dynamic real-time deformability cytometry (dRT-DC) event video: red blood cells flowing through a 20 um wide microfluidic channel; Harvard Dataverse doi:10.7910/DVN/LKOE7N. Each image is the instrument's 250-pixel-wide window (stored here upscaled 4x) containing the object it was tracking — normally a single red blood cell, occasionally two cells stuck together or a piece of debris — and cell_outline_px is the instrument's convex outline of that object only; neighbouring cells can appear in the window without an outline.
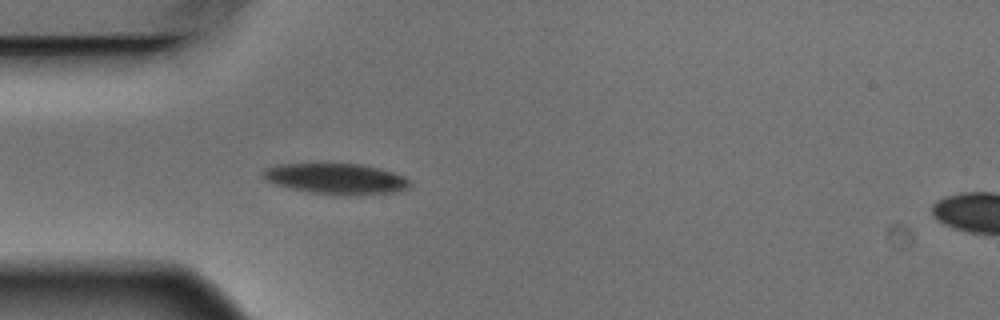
{"species": "Egyptian fruit bat (a non-hibernating species)", "species_latin": "Rousettus aegyptiacus", "temperature_condition": "warm", "stored_images_in_passage": 1, "camera_frame_rate_fps": 3000, "um_per_image_px": 0.085, "animal": {"sex": "male"}, "frame": {"image": 1, "passage_image": 1, "time_ms": 0.0, "image_size_px": [1000, 320], "cell_outline_px": [[412, 184], [404, 192], [356, 196], [332, 196], [292, 188], [276, 184], [264, 180], [260, 172], [264, 168], [276, 164], [328, 160], [360, 164], [380, 168], [404, 176], [412, 180]], "centroid_in_image_um": [28.58, 15.16], "position_along_channel_um": 56.4, "area_um2": 28.26}}